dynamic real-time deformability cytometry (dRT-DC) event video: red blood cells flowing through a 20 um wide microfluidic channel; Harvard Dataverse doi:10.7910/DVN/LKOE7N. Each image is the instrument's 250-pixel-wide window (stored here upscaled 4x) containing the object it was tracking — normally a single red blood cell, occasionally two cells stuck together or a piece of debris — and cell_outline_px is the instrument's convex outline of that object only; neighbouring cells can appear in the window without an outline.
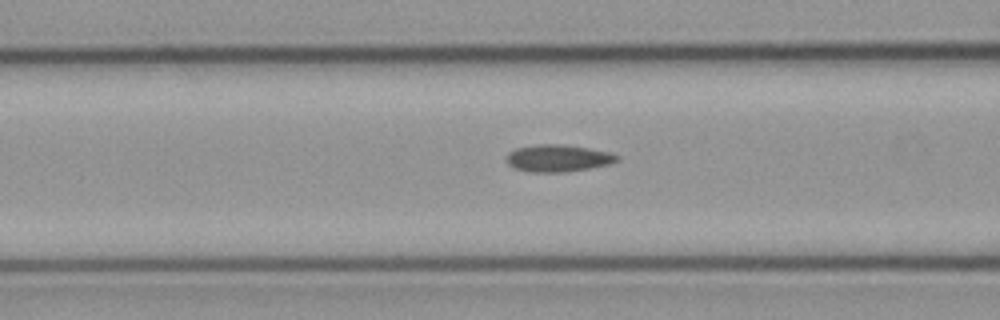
{"species": "common noctule bat (a hibernating species)", "species_latin": "Nyctalus noctula", "temperature_condition": "cold", "stored_images_in_passage": 23, "camera_frame_rate_fps": 3000, "um_per_image_px": 0.085, "animal": {"sex": "male", "body_mass_g": 23.1, "forearm_length_mm": 52.7}, "frame": {"image": 1, "passage_image": 8, "time_ms": 2.333, "image_size_px": [1000, 320], "cell_outline_px": [[620, 160], [608, 164], [588, 168], [564, 172], [532, 172], [516, 168], [508, 164], [508, 152], [516, 148], [536, 144], [564, 144], [588, 148], [608, 152], [620, 156]], "centroid_in_image_um": [47.44, 13.43], "position_along_channel_um": 119.2, "area_um2": 17.28}}
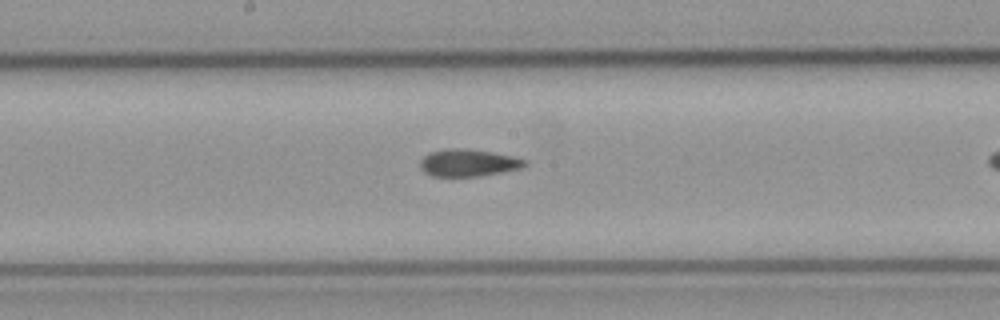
{"frame": {"image": 2, "passage_image": 15, "time_ms": 4.667, "image_size_px": [1000, 320], "cell_outline_px": [[528, 164], [520, 168], [480, 176], [432, 176], [424, 172], [420, 164], [420, 160], [424, 156], [432, 152], [444, 148], [464, 148], [492, 152], [512, 156], [528, 160]], "centroid_in_image_um": [39.81, 13.83], "position_along_channel_um": 208.4, "area_um2": 16.53}}
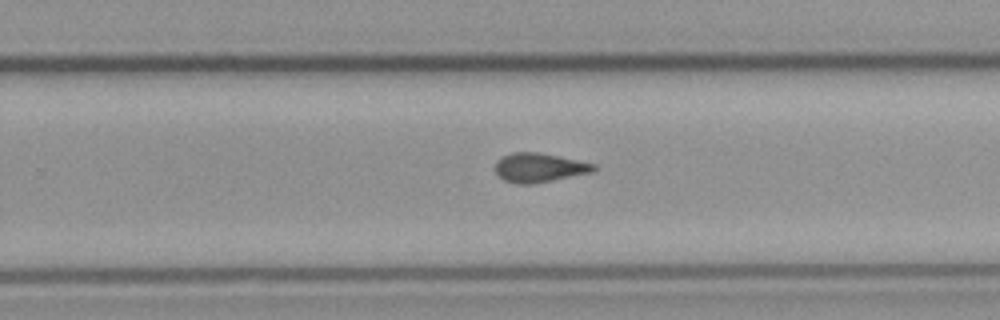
{"frame": {"image": 3, "passage_image": 21, "time_ms": 6.667, "image_size_px": [1000, 320], "cell_outline_px": [[596, 168], [592, 172], [532, 184], [516, 184], [504, 180], [496, 172], [496, 160], [500, 156], [512, 152], [540, 152], [596, 164]], "centroid_in_image_um": [45.8, 14.23], "position_along_channel_um": 284.0, "area_um2": 16.7}}